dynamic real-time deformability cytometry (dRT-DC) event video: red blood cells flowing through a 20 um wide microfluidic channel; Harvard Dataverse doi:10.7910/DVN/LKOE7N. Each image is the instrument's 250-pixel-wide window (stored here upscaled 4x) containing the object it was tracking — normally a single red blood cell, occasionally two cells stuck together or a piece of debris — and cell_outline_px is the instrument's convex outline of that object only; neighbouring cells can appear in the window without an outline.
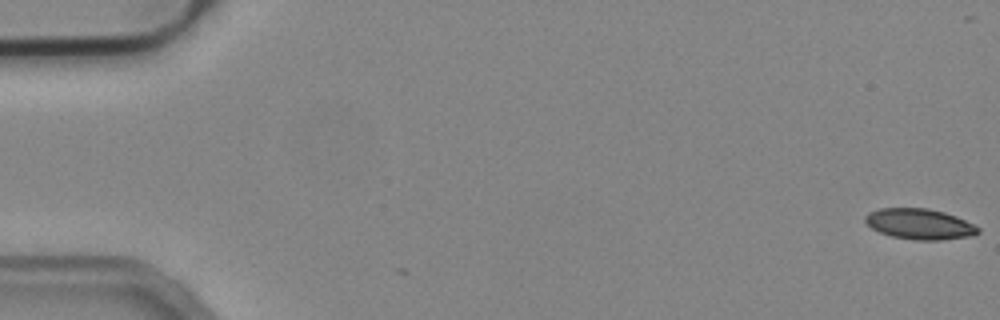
{"species": "common noctule bat (a hibernating species)", "species_latin": "Nyctalus noctula", "temperature_condition": "cold", "stored_images_in_passage": 2, "camera_frame_rate_fps": 3000, "um_per_image_px": 0.085, "animal": {"sex": "male", "body_mass_g": 19.2, "forearm_length_mm": 51.8}, "frame": {"image": 1, "passage_image": 2, "time_ms": 0.333, "image_size_px": [1000, 320], "cell_outline_px": [[980, 232], [972, 236], [940, 240], [916, 240], [892, 236], [880, 232], [872, 228], [864, 220], [864, 216], [868, 212], [880, 208], [928, 208], [944, 212], [956, 216], [980, 228]], "centroid_in_image_um": [78.16, 19.04], "position_along_channel_um": 6.8, "area_um2": 20.11}}